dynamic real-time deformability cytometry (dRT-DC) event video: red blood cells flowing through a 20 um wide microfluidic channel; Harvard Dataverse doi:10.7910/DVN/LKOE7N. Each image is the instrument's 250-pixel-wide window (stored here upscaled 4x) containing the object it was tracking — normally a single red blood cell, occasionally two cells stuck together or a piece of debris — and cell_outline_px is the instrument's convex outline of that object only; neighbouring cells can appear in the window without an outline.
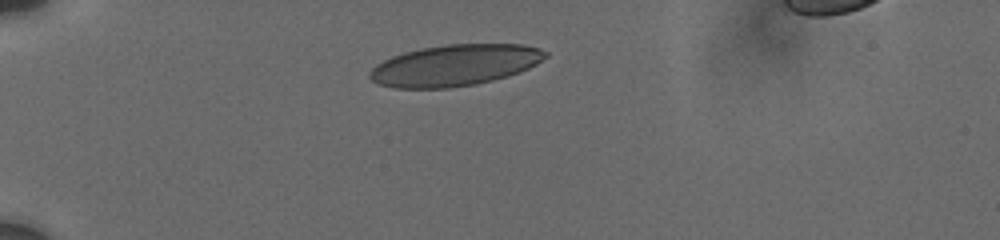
{"species": "human", "species_latin": "Homo sapiens", "temperature_condition": "cold", "stored_images_in_passage": 12, "camera_frame_rate_fps": 3000, "um_per_image_px": 0.085, "donor": {"sex": "male"}, "frame": {"image": 1, "passage_image": 1, "time_ms": 0.0, "image_size_px": [1000, 240], "cell_outline_px": [[548, 56], [536, 64], [520, 72], [508, 76], [476, 84], [448, 88], [392, 88], [380, 84], [372, 80], [368, 76], [368, 72], [376, 64], [392, 56], [404, 52], [424, 48], [448, 44], [520, 44], [540, 48], [548, 52]], "centroid_in_image_um": [38.66, 5.55], "position_along_channel_um": 46.3, "area_um2": 42.25}}
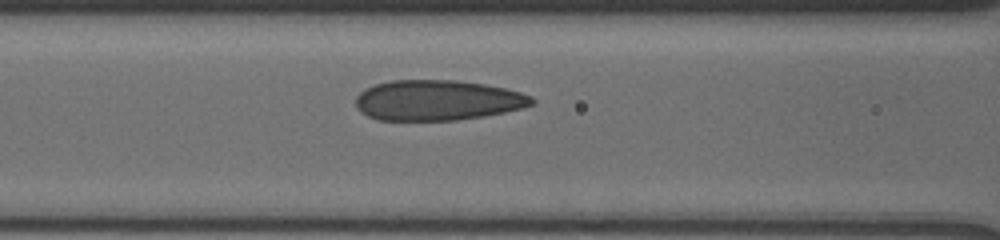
{"frame": {"image": 2, "passage_image": 9, "time_ms": 3.333, "image_size_px": [1000, 240], "cell_outline_px": [[536, 104], [504, 112], [484, 116], [456, 120], [376, 120], [360, 112], [356, 108], [356, 96], [360, 92], [376, 84], [392, 80], [456, 80], [484, 84], [504, 88], [520, 92], [532, 96], [536, 100]], "centroid_in_image_um": [37.19, 8.52], "position_along_channel_um": 129.4, "area_um2": 41.5}}
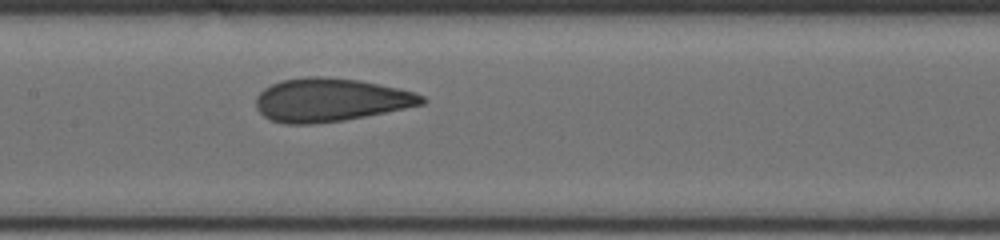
{"frame": {"image": 3, "passage_image": 12, "time_ms": 4.667, "image_size_px": [1000, 240], "cell_outline_px": [[428, 100], [424, 104], [344, 120], [312, 124], [284, 124], [272, 120], [264, 116], [256, 108], [256, 96], [264, 88], [280, 80], [308, 76], [324, 76], [360, 80], [416, 92], [424, 96]], "centroid_in_image_um": [28.07, 8.48], "position_along_channel_um": 179.3, "area_um2": 41.91}}